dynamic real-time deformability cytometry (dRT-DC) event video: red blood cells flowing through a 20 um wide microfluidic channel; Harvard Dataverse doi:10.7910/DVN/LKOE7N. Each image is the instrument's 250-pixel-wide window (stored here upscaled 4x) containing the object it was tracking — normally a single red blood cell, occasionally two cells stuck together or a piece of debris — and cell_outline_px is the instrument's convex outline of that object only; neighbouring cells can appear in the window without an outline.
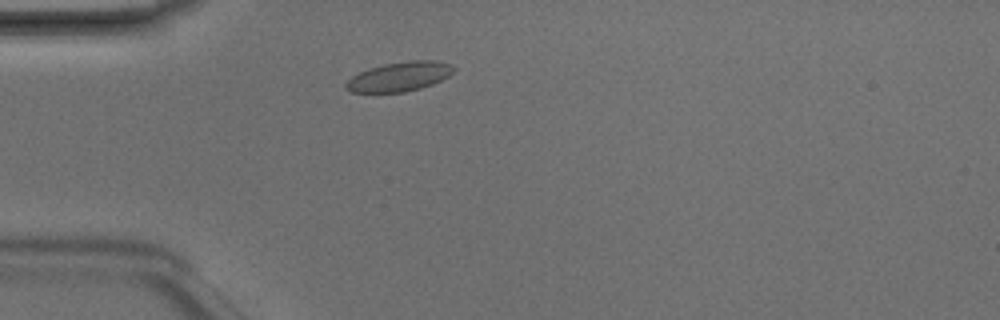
{"species": "Egyptian fruit bat (a non-hibernating species)", "species_latin": "Rousettus aegyptiacus", "temperature_condition": "room temperature", "stored_images_in_passage": 2, "camera_frame_rate_fps": 3000, "um_per_image_px": 0.085, "animal": {"sex": "male"}, "frame": {"image": 1, "passage_image": 2, "time_ms": 0.333, "image_size_px": [1000, 320], "cell_outline_px": [[456, 68], [448, 76], [432, 84], [420, 88], [404, 92], [352, 92], [344, 88], [344, 84], [352, 76], [368, 68], [384, 64], [408, 60], [432, 60], [452, 64]], "centroid_in_image_um": [33.94, 6.5], "position_along_channel_um": 51.1, "area_um2": 18.44}}